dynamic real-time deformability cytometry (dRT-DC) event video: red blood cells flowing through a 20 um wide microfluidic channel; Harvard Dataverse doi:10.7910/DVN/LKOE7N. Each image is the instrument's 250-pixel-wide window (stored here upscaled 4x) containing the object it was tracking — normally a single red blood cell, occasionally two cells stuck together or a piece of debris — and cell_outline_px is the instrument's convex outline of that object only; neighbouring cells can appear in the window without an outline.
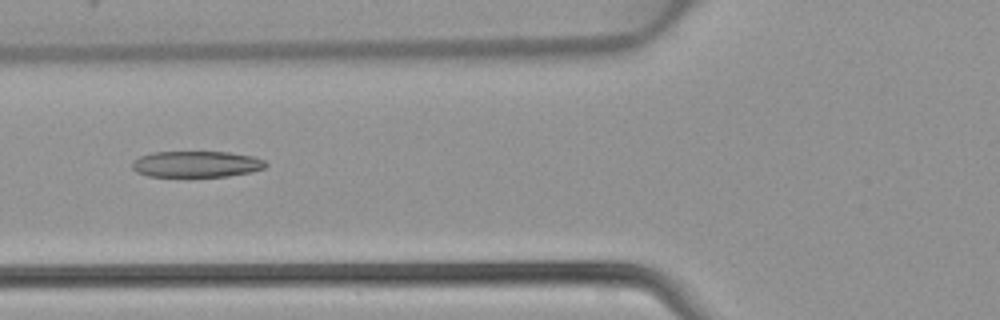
{"species": "common noctule bat (a hibernating species)", "species_latin": "Nyctalus noctula", "temperature_condition": "warm", "stored_images_in_passage": 46, "camera_frame_rate_fps": 3000, "um_per_image_px": 0.085, "animal": {"sex": "female", "body_mass_g": 22.7, "forearm_length_mm": 54.2}, "frame": {"image": 1, "passage_image": 18, "time_ms": 5.667, "image_size_px": [1000, 320], "cell_outline_px": [[268, 164], [264, 168], [252, 172], [228, 176], [188, 180], [148, 176], [136, 172], [132, 168], [132, 160], [140, 156], [152, 152], [228, 152], [252, 156], [264, 160]], "centroid_in_image_um": [16.65, 14.01], "position_along_channel_um": 109.2, "area_um2": 21.56}}
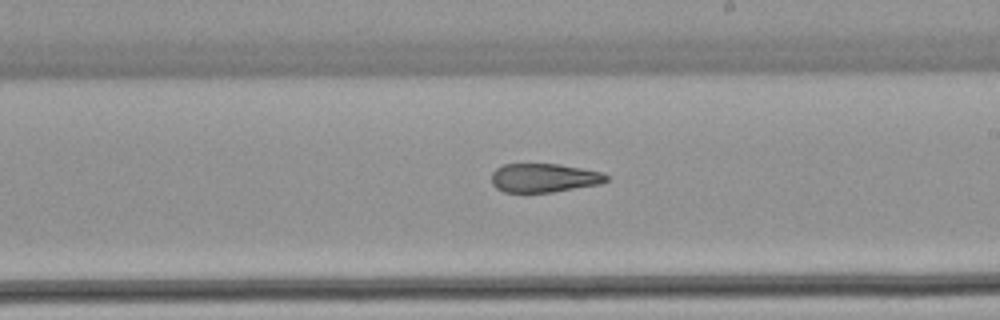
{"frame": {"image": 2, "passage_image": 27, "time_ms": 8.667, "image_size_px": [1000, 320], "cell_outline_px": [[608, 180], [600, 184], [552, 192], [504, 192], [496, 188], [492, 184], [492, 172], [496, 168], [504, 164], [560, 164], [600, 172], [608, 176]], "centroid_in_image_um": [46.21, 15.12], "position_along_channel_um": 242.8, "area_um2": 19.19}}
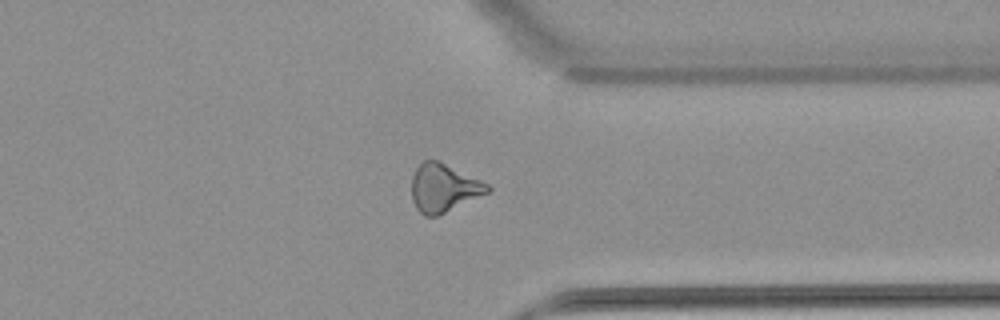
{"frame": {"image": 3, "passage_image": 36, "time_ms": 11.667, "image_size_px": [1000, 320], "cell_outline_px": [[492, 188], [488, 192], [436, 216], [424, 216], [416, 208], [412, 200], [412, 176], [416, 168], [424, 160], [436, 160], [480, 180], [488, 184]], "centroid_in_image_um": [37.67, 15.98], "position_along_channel_um": 373.7, "area_um2": 20.75}}